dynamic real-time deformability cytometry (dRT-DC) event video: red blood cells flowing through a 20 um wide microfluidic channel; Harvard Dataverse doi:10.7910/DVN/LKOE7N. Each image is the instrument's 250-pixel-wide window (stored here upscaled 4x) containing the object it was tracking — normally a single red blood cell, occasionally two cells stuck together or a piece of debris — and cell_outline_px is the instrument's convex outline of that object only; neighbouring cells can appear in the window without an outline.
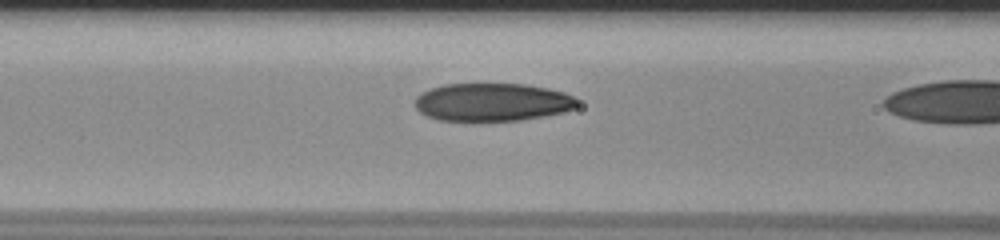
{"species": "human", "species_latin": "Homo sapiens", "temperature_condition": "room temperature", "stored_images_in_passage": 19, "camera_frame_rate_fps": 3000, "um_per_image_px": 0.085, "donor": {"sex": "male"}, "frame": {"image": 1, "passage_image": 18, "time_ms": 5.667, "image_size_px": [1000, 240], "cell_outline_px": [[576, 108], [564, 112], [520, 120], [440, 120], [428, 116], [420, 112], [416, 108], [416, 96], [432, 88], [444, 84], [524, 84], [548, 88], [564, 92], [572, 96], [576, 100]], "centroid_in_image_um": [41.86, 8.67], "position_along_channel_um": 124.7, "area_um2": 35.55}}